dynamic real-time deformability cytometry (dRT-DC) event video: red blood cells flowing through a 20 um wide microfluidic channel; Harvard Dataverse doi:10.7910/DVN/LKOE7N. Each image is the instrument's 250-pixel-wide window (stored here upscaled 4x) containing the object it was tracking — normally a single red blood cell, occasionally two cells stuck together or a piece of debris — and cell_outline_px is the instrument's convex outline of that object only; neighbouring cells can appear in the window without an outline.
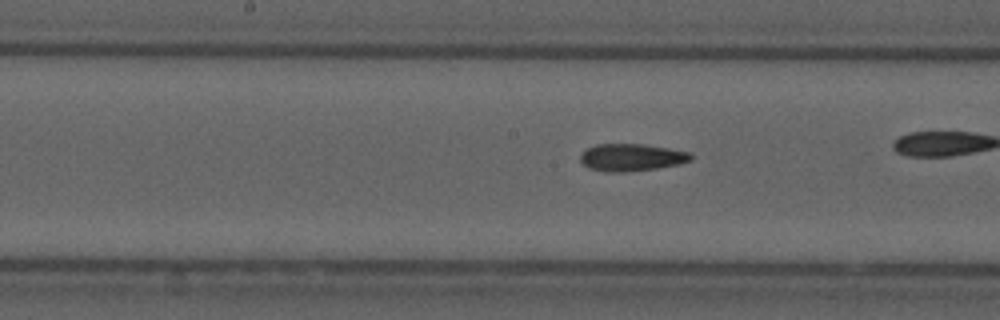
{"species": "common noctule bat (a hibernating species)", "species_latin": "Nyctalus noctula", "temperature_condition": "cold", "stored_images_in_passage": 28, "camera_frame_rate_fps": 3000, "um_per_image_px": 0.085, "animal": {"sex": "male", "forearm_length_mm": 52.5}, "frame": {"image": 1, "passage_image": 13, "time_ms": 4.0, "image_size_px": [1000, 320], "cell_outline_px": [[692, 160], [680, 164], [656, 168], [624, 172], [604, 172], [588, 168], [580, 160], [580, 156], [588, 148], [596, 144], [644, 144], [692, 152]], "centroid_in_image_um": [53.7, 13.38], "position_along_channel_um": 194.5, "area_um2": 17.63}}